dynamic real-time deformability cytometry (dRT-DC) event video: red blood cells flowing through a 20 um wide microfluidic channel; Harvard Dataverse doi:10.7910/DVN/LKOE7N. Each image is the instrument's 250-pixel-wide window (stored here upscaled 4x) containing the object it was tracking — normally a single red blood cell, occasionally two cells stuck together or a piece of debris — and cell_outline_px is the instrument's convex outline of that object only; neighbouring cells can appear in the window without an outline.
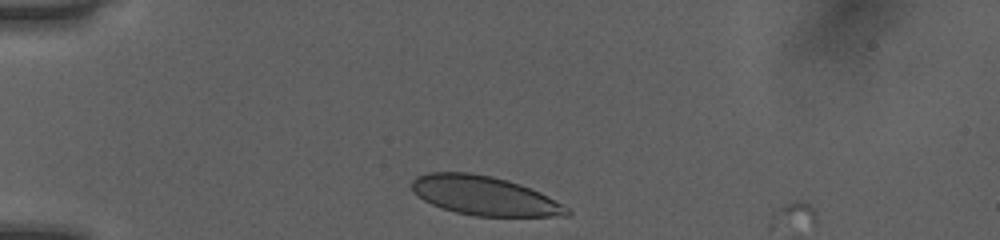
{"species": "human", "species_latin": "Homo sapiens", "temperature_condition": "room temperature", "stored_images_in_passage": 3, "camera_frame_rate_fps": 3000, "um_per_image_px": 0.085, "donor": {"sex": "female"}, "frame": {"image": 1, "passage_image": 2, "time_ms": 0.333, "image_size_px": [1000, 240], "cell_outline_px": [[572, 212], [568, 216], [476, 216], [456, 212], [440, 208], [416, 196], [412, 192], [408, 184], [416, 176], [428, 172], [472, 172], [492, 176], [508, 180], [520, 184], [540, 192], [568, 208]], "centroid_in_image_um": [41.1, 16.62], "position_along_channel_um": 43.9, "area_um2": 35.66}}